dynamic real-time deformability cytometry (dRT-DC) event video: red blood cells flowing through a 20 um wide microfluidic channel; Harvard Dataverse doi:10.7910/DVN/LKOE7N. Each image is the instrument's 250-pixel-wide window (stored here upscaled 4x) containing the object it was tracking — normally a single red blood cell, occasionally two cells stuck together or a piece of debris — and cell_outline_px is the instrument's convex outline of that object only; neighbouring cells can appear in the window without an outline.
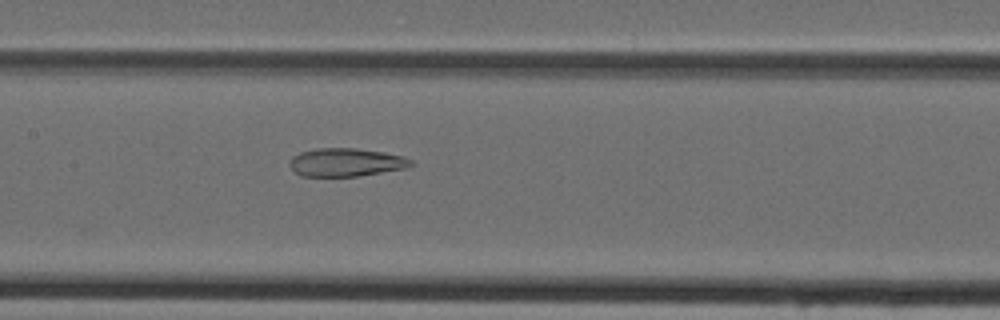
{"species": "Egyptian fruit bat (a non-hibernating species)", "species_latin": "Rousettus aegyptiacus", "temperature_condition": "cold", "stored_images_in_passage": 27, "camera_frame_rate_fps": 3000, "um_per_image_px": 0.085, "animal": {"sex": "female"}, "frame": {"image": 1, "passage_image": 9, "time_ms": 2.667, "image_size_px": [1000, 320], "cell_outline_px": [[412, 164], [404, 168], [356, 176], [300, 176], [288, 164], [292, 156], [300, 152], [316, 148], [356, 148], [384, 152], [404, 156], [412, 160]], "centroid_in_image_um": [29.37, 13.78], "position_along_channel_um": 178.0, "area_um2": 19.83}}
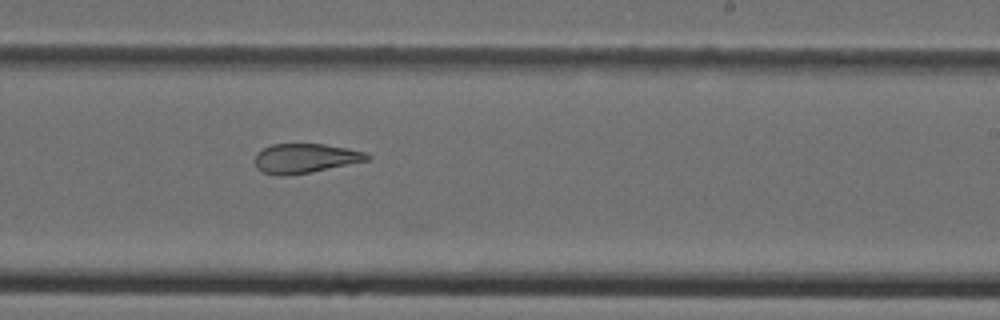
{"frame": {"image": 2, "passage_image": 15, "time_ms": 4.667, "image_size_px": [1000, 320], "cell_outline_px": [[372, 156], [368, 160], [312, 172], [284, 176], [280, 176], [260, 172], [256, 168], [256, 152], [272, 144], [324, 144], [348, 148], [364, 152]], "centroid_in_image_um": [25.92, 13.46], "position_along_channel_um": 263.1, "area_um2": 19.31}}
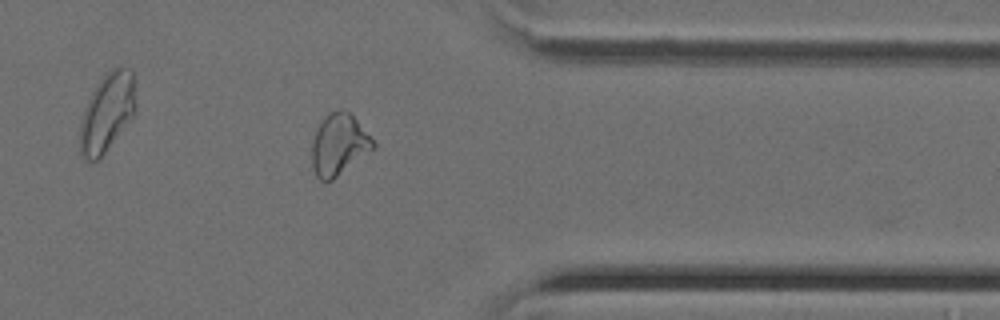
{"frame": {"image": 3, "passage_image": 24, "time_ms": 7.667, "image_size_px": [1000, 320], "cell_outline_px": [[376, 148], [332, 180], [324, 184], [316, 176], [312, 168], [312, 140], [324, 116], [328, 112], [348, 112], [356, 120], [376, 144]], "centroid_in_image_um": [28.79, 12.36], "position_along_channel_um": 382.6, "area_um2": 21.68}}